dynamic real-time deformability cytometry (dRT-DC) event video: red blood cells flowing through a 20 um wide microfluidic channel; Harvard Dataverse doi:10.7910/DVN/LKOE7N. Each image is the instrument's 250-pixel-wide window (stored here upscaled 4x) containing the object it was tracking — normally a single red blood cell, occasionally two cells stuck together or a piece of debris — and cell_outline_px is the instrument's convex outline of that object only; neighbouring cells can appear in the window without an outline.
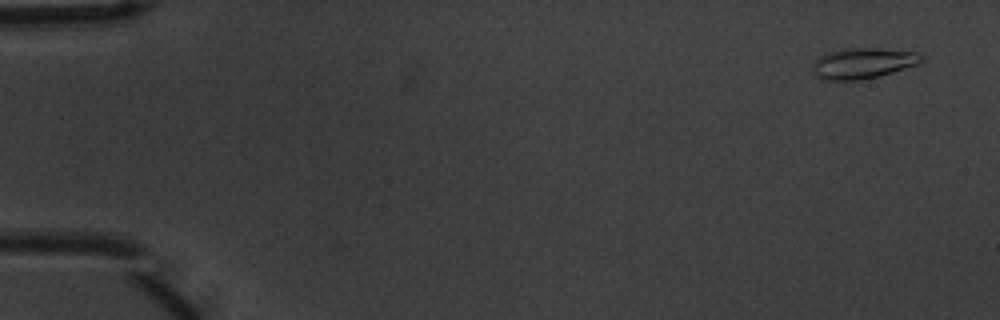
{"species": "common noctule bat (a hibernating species)", "species_latin": "Nyctalus noctula", "temperature_condition": "warm", "stored_images_in_passage": 6, "camera_frame_rate_fps": 3000, "um_per_image_px": 0.085, "animal": {"sex": "male", "body_mass_g": 20.1, "forearm_length_mm": 53.5}, "frame": {"image": 1, "passage_image": 1, "time_ms": 0.0, "image_size_px": [1000, 320], "cell_outline_px": [[924, 60], [916, 64], [880, 76], [860, 80], [824, 80], [816, 76], [812, 72], [812, 60], [824, 52], [856, 48], [876, 48], [916, 52], [924, 56]], "centroid_in_image_um": [73.28, 5.38], "position_along_channel_um": 11.7, "area_um2": 19.59}}